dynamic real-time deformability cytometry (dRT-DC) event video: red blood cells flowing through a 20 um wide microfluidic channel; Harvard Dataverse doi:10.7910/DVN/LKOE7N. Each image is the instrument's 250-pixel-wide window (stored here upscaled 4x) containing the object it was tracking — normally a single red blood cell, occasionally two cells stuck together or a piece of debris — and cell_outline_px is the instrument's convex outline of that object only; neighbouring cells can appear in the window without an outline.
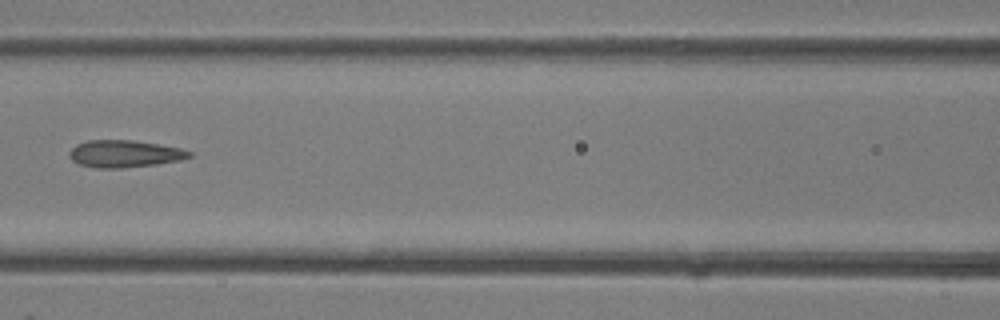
{"species": "common noctule bat (a hibernating species)", "species_latin": "Nyctalus noctula", "temperature_condition": "room temperature", "stored_images_in_passage": 4, "camera_frame_rate_fps": 3000, "um_per_image_px": 0.085, "animal": {"sex": "female"}, "frame": {"image": 1, "passage_image": 4, "time_ms": 1.0, "image_size_px": [1000, 320], "cell_outline_px": [[192, 156], [180, 160], [156, 164], [120, 168], [96, 168], [80, 164], [72, 160], [68, 156], [68, 152], [76, 144], [88, 140], [132, 140], [180, 148], [192, 152]], "centroid_in_image_um": [10.55, 13.07], "position_along_channel_um": 156.0, "area_um2": 18.9}}